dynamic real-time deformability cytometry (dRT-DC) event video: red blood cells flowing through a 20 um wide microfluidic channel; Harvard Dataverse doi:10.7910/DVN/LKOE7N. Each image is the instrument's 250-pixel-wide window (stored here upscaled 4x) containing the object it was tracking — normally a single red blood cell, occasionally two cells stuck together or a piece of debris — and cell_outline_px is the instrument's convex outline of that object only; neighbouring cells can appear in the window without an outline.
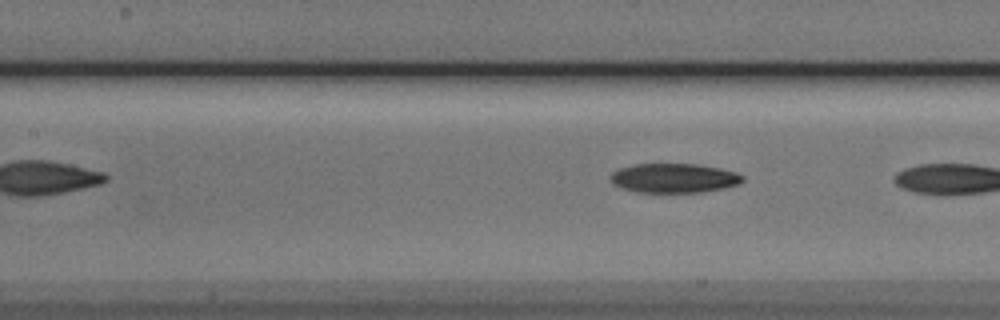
{"species": "Egyptian fruit bat (a non-hibernating species)", "species_latin": "Rousettus aegyptiacus", "temperature_condition": "cold", "stored_images_in_passage": 9, "segment_of_instrument_passage": [2, 2], "camera_frame_rate_fps": 3000, "um_per_image_px": 0.085, "animal": {"sex": "male"}, "frame": {"image": 1, "passage_image": 9, "time_ms": 10.0, "image_size_px": [1000, 320], "cell_outline_px": [[744, 180], [740, 184], [724, 188], [700, 192], [636, 192], [620, 188], [612, 184], [608, 176], [616, 168], [632, 164], [700, 164], [720, 168], [736, 172], [744, 176]], "centroid_in_image_um": [57.24, 15.13], "position_along_channel_um": 150.2, "area_um2": 23.0}}